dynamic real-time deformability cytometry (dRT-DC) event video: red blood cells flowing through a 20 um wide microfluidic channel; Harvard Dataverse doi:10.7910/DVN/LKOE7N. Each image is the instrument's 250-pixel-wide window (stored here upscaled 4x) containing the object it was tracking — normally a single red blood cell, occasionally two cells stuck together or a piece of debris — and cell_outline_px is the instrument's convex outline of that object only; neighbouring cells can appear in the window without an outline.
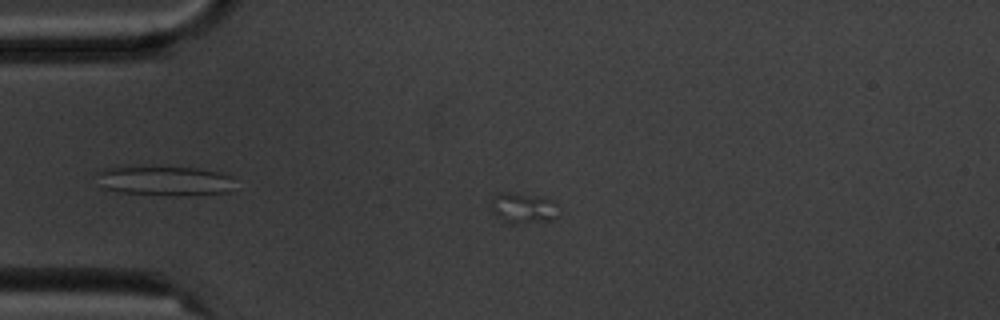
{"species": "common noctule bat (a hibernating species)", "species_latin": "Nyctalus noctula", "temperature_condition": "cold", "stored_images_in_passage": 5, "camera_frame_rate_fps": 3000, "um_per_image_px": 0.085, "animal": {"sex": "male", "body_mass_g": 20.1, "forearm_length_mm": 53.5}, "frame": {"image": 1, "passage_image": 4, "time_ms": 3.667, "image_size_px": [1000, 320], "cell_outline_px": [[556, 216], [552, 220], [516, 224], [508, 224], [496, 216], [492, 212], [488, 204], [492, 196], [500, 192], [504, 192], [548, 200]], "centroid_in_image_um": [44.25, 17.73], "position_along_channel_um": 40.8, "area_um2": 11.39}}